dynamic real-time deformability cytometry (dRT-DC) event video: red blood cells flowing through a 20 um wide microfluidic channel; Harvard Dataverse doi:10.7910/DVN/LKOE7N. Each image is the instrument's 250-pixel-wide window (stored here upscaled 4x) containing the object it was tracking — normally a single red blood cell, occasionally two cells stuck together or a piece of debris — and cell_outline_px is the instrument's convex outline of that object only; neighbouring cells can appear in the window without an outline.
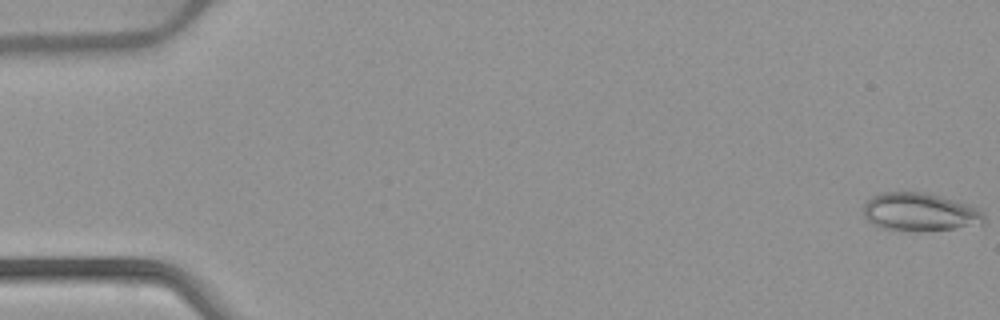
{"species": "common noctule bat (a hibernating species)", "species_latin": "Nyctalus noctula", "temperature_condition": "warm", "stored_images_in_passage": 53, "camera_frame_rate_fps": 3000, "um_per_image_px": 0.085, "animal": {"sex": "female", "body_mass_g": 22.7, "forearm_length_mm": 54.2}, "frame": {"image": 1, "passage_image": 1, "time_ms": 0.0, "image_size_px": [1000, 320], "cell_outline_px": [[984, 224], [952, 228], [880, 228], [872, 224], [864, 216], [864, 200], [880, 192], [924, 192], [940, 196], [968, 204], [984, 212]], "centroid_in_image_um": [78.15, 17.97], "position_along_channel_um": 6.8, "area_um2": 26.01}}
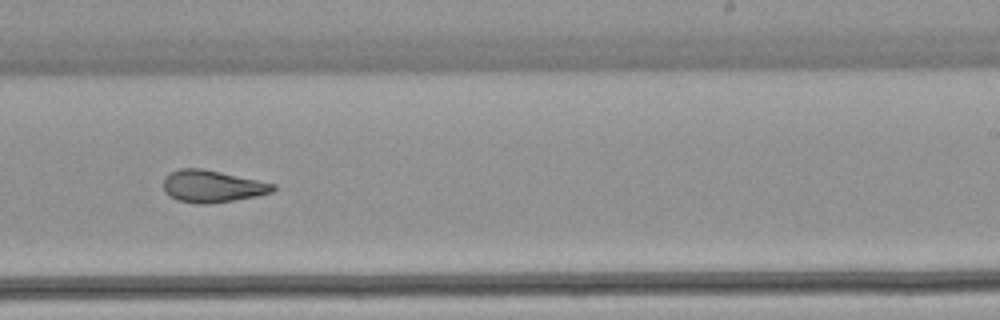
{"frame": {"image": 2, "passage_image": 33, "time_ms": 10.667, "image_size_px": [1000, 320], "cell_outline_px": [[276, 188], [272, 192], [256, 196], [208, 204], [200, 204], [176, 200], [168, 196], [164, 192], [164, 176], [168, 172], [180, 168], [200, 168], [220, 172], [276, 184]], "centroid_in_image_um": [17.99, 15.83], "position_along_channel_um": 271.0, "area_um2": 20.52}}
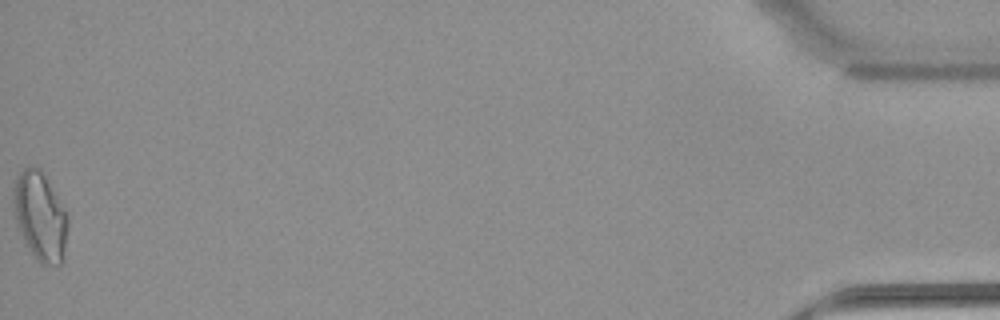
{"frame": {"image": 3, "passage_image": 53, "time_ms": 17.333, "image_size_px": [1000, 320], "cell_outline_px": [[68, 224], [64, 260], [60, 264], [44, 264], [36, 260], [24, 240], [16, 220], [12, 204], [12, 188], [16, 176], [28, 164], [40, 168], [68, 216]], "centroid_in_image_um": [3.39, 18.36], "position_along_channel_um": 431.8, "area_um2": 28.09}, "authors_computed_cell_mechanics": {"area_um2": 22.3108, "velocity_mm_per_s": 3.9263, "shape_relaxation_time_tau1_ms": null, "shape_relaxation_time_tau2_ms": 2.8196, "deformation_change_tau1": null, "deformation_change_tau2": 0.1158}}